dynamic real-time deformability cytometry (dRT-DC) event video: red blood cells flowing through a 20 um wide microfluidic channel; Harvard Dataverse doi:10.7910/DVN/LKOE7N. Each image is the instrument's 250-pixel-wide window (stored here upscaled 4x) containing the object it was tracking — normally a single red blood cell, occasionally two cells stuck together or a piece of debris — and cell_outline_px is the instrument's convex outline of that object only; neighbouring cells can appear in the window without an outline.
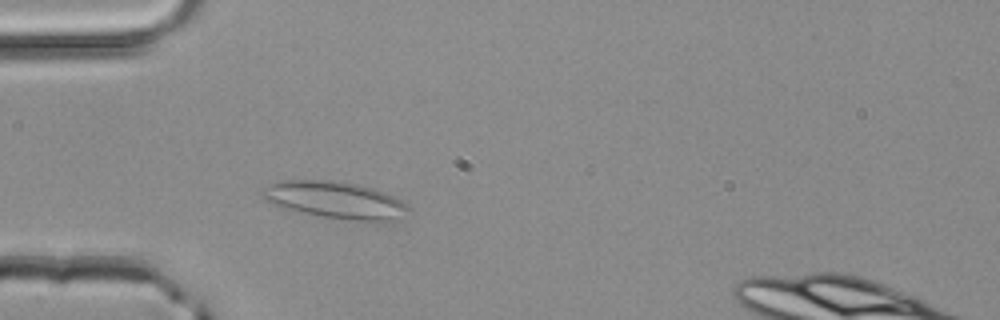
{"species": "common noctule bat (a hibernating species)", "species_latin": "Nyctalus noctula", "temperature_condition": "room temperature", "stored_images_in_passage": 43, "camera_frame_rate_fps": 3000, "um_per_image_px": 0.085, "animal": {"sex": "male", "body_mass_g": 20.4}, "frame": {"image": 1, "passage_image": 7, "time_ms": 2.0, "image_size_px": [1000, 320], "cell_outline_px": [[408, 208], [388, 220], [380, 224], [288, 212], [264, 200], [256, 192], [268, 184], [280, 180], [332, 180], [356, 184], [372, 188], [384, 192], [408, 204]], "centroid_in_image_um": [28.3, 17.01], "position_along_channel_um": 56.7, "area_um2": 32.14}}
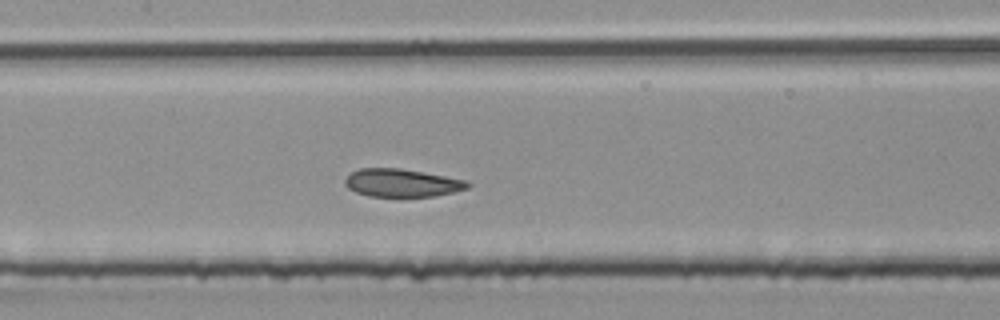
{"frame": {"image": 2, "passage_image": 16, "time_ms": 5.0, "image_size_px": [1000, 320], "cell_outline_px": [[472, 184], [468, 188], [452, 192], [432, 196], [368, 196], [356, 192], [348, 188], [344, 184], [344, 180], [352, 172], [360, 168], [400, 168], [468, 180]], "centroid_in_image_um": [34.16, 15.54], "position_along_channel_um": 173.2, "area_um2": 19.88}}
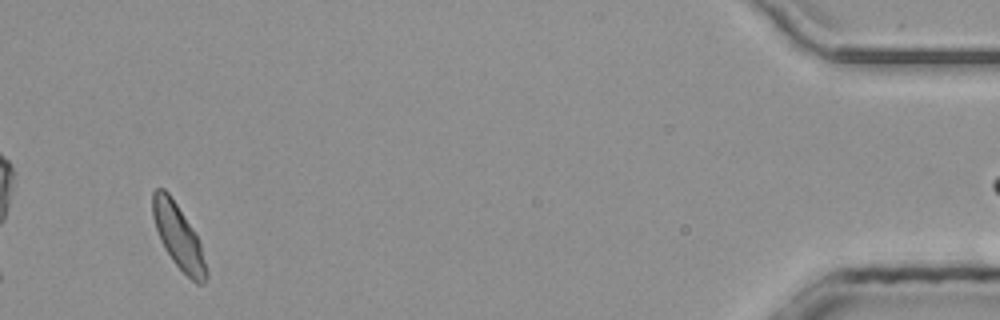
{"frame": {"image": 3, "passage_image": 40, "time_ms": 13.0, "image_size_px": [1000, 320], "cell_outline_px": [[208, 276], [204, 284], [196, 284], [172, 260], [164, 248], [160, 240], [152, 216], [152, 192], [156, 188], [164, 188], [168, 192], [192, 228], [200, 244], [208, 268]], "centroid_in_image_um": [15.16, 20.13], "position_along_channel_um": 420.0, "area_um2": 19.88}, "authors_computed_cell_mechanics": {"area_um2": 20.3456, "velocity_mm_per_s": 4.1072, "shape_relaxation_time_tau1_ms": null, "shape_relaxation_time_tau2_ms": 1.5858, "deformation_change_tau1": null, "deformation_change_tau2": 0.0848}}